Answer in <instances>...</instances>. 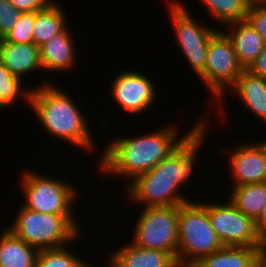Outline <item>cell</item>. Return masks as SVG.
I'll return each mask as SVG.
<instances>
[{
    "mask_svg": "<svg viewBox=\"0 0 266 267\" xmlns=\"http://www.w3.org/2000/svg\"><path fill=\"white\" fill-rule=\"evenodd\" d=\"M21 14L9 0H0V39L11 31Z\"/></svg>",
    "mask_w": 266,
    "mask_h": 267,
    "instance_id": "obj_26",
    "label": "cell"
},
{
    "mask_svg": "<svg viewBox=\"0 0 266 267\" xmlns=\"http://www.w3.org/2000/svg\"><path fill=\"white\" fill-rule=\"evenodd\" d=\"M70 33L68 26L62 33L39 47L42 70L63 73L64 71L68 72L69 69H74L78 65V53L74 43L76 40L73 38V33Z\"/></svg>",
    "mask_w": 266,
    "mask_h": 267,
    "instance_id": "obj_13",
    "label": "cell"
},
{
    "mask_svg": "<svg viewBox=\"0 0 266 267\" xmlns=\"http://www.w3.org/2000/svg\"><path fill=\"white\" fill-rule=\"evenodd\" d=\"M131 243L169 252L177 259L179 206L141 208Z\"/></svg>",
    "mask_w": 266,
    "mask_h": 267,
    "instance_id": "obj_8",
    "label": "cell"
},
{
    "mask_svg": "<svg viewBox=\"0 0 266 267\" xmlns=\"http://www.w3.org/2000/svg\"><path fill=\"white\" fill-rule=\"evenodd\" d=\"M250 5H263L266 4V0H247Z\"/></svg>",
    "mask_w": 266,
    "mask_h": 267,
    "instance_id": "obj_32",
    "label": "cell"
},
{
    "mask_svg": "<svg viewBox=\"0 0 266 267\" xmlns=\"http://www.w3.org/2000/svg\"><path fill=\"white\" fill-rule=\"evenodd\" d=\"M238 143L236 147H223L222 153L229 155L228 170L233 186L266 182V140ZM238 145V146H237Z\"/></svg>",
    "mask_w": 266,
    "mask_h": 267,
    "instance_id": "obj_12",
    "label": "cell"
},
{
    "mask_svg": "<svg viewBox=\"0 0 266 267\" xmlns=\"http://www.w3.org/2000/svg\"><path fill=\"white\" fill-rule=\"evenodd\" d=\"M201 203L206 207L211 226L224 246L265 247L266 243L256 231L255 221L229 200L226 203Z\"/></svg>",
    "mask_w": 266,
    "mask_h": 267,
    "instance_id": "obj_10",
    "label": "cell"
},
{
    "mask_svg": "<svg viewBox=\"0 0 266 267\" xmlns=\"http://www.w3.org/2000/svg\"><path fill=\"white\" fill-rule=\"evenodd\" d=\"M205 116L207 115L202 116L201 124L174 152L151 170L128 182L125 193L129 196L127 200L138 206L143 204L144 207L179 206L190 201L183 195L182 187L189 185L195 163L199 162L200 148L208 138V127L211 125H208L209 119Z\"/></svg>",
    "mask_w": 266,
    "mask_h": 267,
    "instance_id": "obj_1",
    "label": "cell"
},
{
    "mask_svg": "<svg viewBox=\"0 0 266 267\" xmlns=\"http://www.w3.org/2000/svg\"><path fill=\"white\" fill-rule=\"evenodd\" d=\"M186 5L178 0H169L167 11L173 23L175 44L198 77L205 69L209 40L220 28L206 25L199 20L197 23Z\"/></svg>",
    "mask_w": 266,
    "mask_h": 267,
    "instance_id": "obj_7",
    "label": "cell"
},
{
    "mask_svg": "<svg viewBox=\"0 0 266 267\" xmlns=\"http://www.w3.org/2000/svg\"><path fill=\"white\" fill-rule=\"evenodd\" d=\"M55 0H9L19 11L37 12L46 9Z\"/></svg>",
    "mask_w": 266,
    "mask_h": 267,
    "instance_id": "obj_28",
    "label": "cell"
},
{
    "mask_svg": "<svg viewBox=\"0 0 266 267\" xmlns=\"http://www.w3.org/2000/svg\"><path fill=\"white\" fill-rule=\"evenodd\" d=\"M223 246L201 201L192 199L179 205L177 259L200 261Z\"/></svg>",
    "mask_w": 266,
    "mask_h": 267,
    "instance_id": "obj_6",
    "label": "cell"
},
{
    "mask_svg": "<svg viewBox=\"0 0 266 267\" xmlns=\"http://www.w3.org/2000/svg\"><path fill=\"white\" fill-rule=\"evenodd\" d=\"M201 118L191 125L186 133H180L175 124H164L161 128L139 136L115 137L104 146L99 156L98 170L107 177H118L131 182L139 174L145 173L163 159L167 158L177 147L201 124ZM170 124V125H169ZM174 125V126H173ZM100 168V169H99ZM110 175V176H108Z\"/></svg>",
    "mask_w": 266,
    "mask_h": 267,
    "instance_id": "obj_2",
    "label": "cell"
},
{
    "mask_svg": "<svg viewBox=\"0 0 266 267\" xmlns=\"http://www.w3.org/2000/svg\"><path fill=\"white\" fill-rule=\"evenodd\" d=\"M23 80L14 76L7 67L0 62V110L15 107L21 99L28 105L30 100L31 87L24 88ZM24 88V89H23ZM21 98V99H20Z\"/></svg>",
    "mask_w": 266,
    "mask_h": 267,
    "instance_id": "obj_23",
    "label": "cell"
},
{
    "mask_svg": "<svg viewBox=\"0 0 266 267\" xmlns=\"http://www.w3.org/2000/svg\"><path fill=\"white\" fill-rule=\"evenodd\" d=\"M58 3L55 0L46 9L35 12L33 43L38 47L62 33L69 25L65 9Z\"/></svg>",
    "mask_w": 266,
    "mask_h": 267,
    "instance_id": "obj_20",
    "label": "cell"
},
{
    "mask_svg": "<svg viewBox=\"0 0 266 267\" xmlns=\"http://www.w3.org/2000/svg\"><path fill=\"white\" fill-rule=\"evenodd\" d=\"M0 62L24 82V76L42 70L40 48L34 43L0 41Z\"/></svg>",
    "mask_w": 266,
    "mask_h": 267,
    "instance_id": "obj_15",
    "label": "cell"
},
{
    "mask_svg": "<svg viewBox=\"0 0 266 267\" xmlns=\"http://www.w3.org/2000/svg\"><path fill=\"white\" fill-rule=\"evenodd\" d=\"M201 1L215 20L220 25H226L231 22L246 20L250 4L247 0H198ZM211 14V15H210Z\"/></svg>",
    "mask_w": 266,
    "mask_h": 267,
    "instance_id": "obj_22",
    "label": "cell"
},
{
    "mask_svg": "<svg viewBox=\"0 0 266 267\" xmlns=\"http://www.w3.org/2000/svg\"><path fill=\"white\" fill-rule=\"evenodd\" d=\"M229 201L254 221L266 204V182L232 186Z\"/></svg>",
    "mask_w": 266,
    "mask_h": 267,
    "instance_id": "obj_21",
    "label": "cell"
},
{
    "mask_svg": "<svg viewBox=\"0 0 266 267\" xmlns=\"http://www.w3.org/2000/svg\"><path fill=\"white\" fill-rule=\"evenodd\" d=\"M236 93V97L256 115L258 120L266 123V78L244 69L237 77L236 82L228 89ZM234 91V92H233Z\"/></svg>",
    "mask_w": 266,
    "mask_h": 267,
    "instance_id": "obj_17",
    "label": "cell"
},
{
    "mask_svg": "<svg viewBox=\"0 0 266 267\" xmlns=\"http://www.w3.org/2000/svg\"><path fill=\"white\" fill-rule=\"evenodd\" d=\"M5 228L0 235V267H36L38 250Z\"/></svg>",
    "mask_w": 266,
    "mask_h": 267,
    "instance_id": "obj_19",
    "label": "cell"
},
{
    "mask_svg": "<svg viewBox=\"0 0 266 267\" xmlns=\"http://www.w3.org/2000/svg\"><path fill=\"white\" fill-rule=\"evenodd\" d=\"M18 209L7 229L38 251L77 244L83 237L76 215L40 213L22 205Z\"/></svg>",
    "mask_w": 266,
    "mask_h": 267,
    "instance_id": "obj_4",
    "label": "cell"
},
{
    "mask_svg": "<svg viewBox=\"0 0 266 267\" xmlns=\"http://www.w3.org/2000/svg\"><path fill=\"white\" fill-rule=\"evenodd\" d=\"M246 20L259 33L266 44V4L250 5Z\"/></svg>",
    "mask_w": 266,
    "mask_h": 267,
    "instance_id": "obj_27",
    "label": "cell"
},
{
    "mask_svg": "<svg viewBox=\"0 0 266 267\" xmlns=\"http://www.w3.org/2000/svg\"><path fill=\"white\" fill-rule=\"evenodd\" d=\"M263 267H266V245L263 252Z\"/></svg>",
    "mask_w": 266,
    "mask_h": 267,
    "instance_id": "obj_33",
    "label": "cell"
},
{
    "mask_svg": "<svg viewBox=\"0 0 266 267\" xmlns=\"http://www.w3.org/2000/svg\"><path fill=\"white\" fill-rule=\"evenodd\" d=\"M255 228L258 235L266 243V204L263 207L259 217L255 220Z\"/></svg>",
    "mask_w": 266,
    "mask_h": 267,
    "instance_id": "obj_30",
    "label": "cell"
},
{
    "mask_svg": "<svg viewBox=\"0 0 266 267\" xmlns=\"http://www.w3.org/2000/svg\"><path fill=\"white\" fill-rule=\"evenodd\" d=\"M176 267H204L200 261H184L176 259Z\"/></svg>",
    "mask_w": 266,
    "mask_h": 267,
    "instance_id": "obj_31",
    "label": "cell"
},
{
    "mask_svg": "<svg viewBox=\"0 0 266 267\" xmlns=\"http://www.w3.org/2000/svg\"><path fill=\"white\" fill-rule=\"evenodd\" d=\"M243 70L231 40L219 29L209 40L205 69L198 76L213 99L219 101L216 100L217 103L213 106L217 105L220 109L221 103L224 104V95H227V90L236 82Z\"/></svg>",
    "mask_w": 266,
    "mask_h": 267,
    "instance_id": "obj_9",
    "label": "cell"
},
{
    "mask_svg": "<svg viewBox=\"0 0 266 267\" xmlns=\"http://www.w3.org/2000/svg\"><path fill=\"white\" fill-rule=\"evenodd\" d=\"M66 246L54 249L39 250L36 258V267H94L86 262ZM72 251V252H71Z\"/></svg>",
    "mask_w": 266,
    "mask_h": 267,
    "instance_id": "obj_24",
    "label": "cell"
},
{
    "mask_svg": "<svg viewBox=\"0 0 266 267\" xmlns=\"http://www.w3.org/2000/svg\"><path fill=\"white\" fill-rule=\"evenodd\" d=\"M39 173L25 169L21 174L22 177L19 176L21 188L19 191L24 195L20 204L40 213L75 215V204L79 197L77 187L69 183L70 180L66 182Z\"/></svg>",
    "mask_w": 266,
    "mask_h": 267,
    "instance_id": "obj_5",
    "label": "cell"
},
{
    "mask_svg": "<svg viewBox=\"0 0 266 267\" xmlns=\"http://www.w3.org/2000/svg\"><path fill=\"white\" fill-rule=\"evenodd\" d=\"M53 83L46 79L37 87L32 86L29 107L35 114V120L41 122L50 137L76 145L86 153L95 151V154L98 146L95 145L87 116L81 112L70 93Z\"/></svg>",
    "mask_w": 266,
    "mask_h": 267,
    "instance_id": "obj_3",
    "label": "cell"
},
{
    "mask_svg": "<svg viewBox=\"0 0 266 267\" xmlns=\"http://www.w3.org/2000/svg\"><path fill=\"white\" fill-rule=\"evenodd\" d=\"M264 248L223 246L200 262L204 267H263Z\"/></svg>",
    "mask_w": 266,
    "mask_h": 267,
    "instance_id": "obj_18",
    "label": "cell"
},
{
    "mask_svg": "<svg viewBox=\"0 0 266 267\" xmlns=\"http://www.w3.org/2000/svg\"><path fill=\"white\" fill-rule=\"evenodd\" d=\"M35 12H23L15 26L0 41L10 43H33Z\"/></svg>",
    "mask_w": 266,
    "mask_h": 267,
    "instance_id": "obj_25",
    "label": "cell"
},
{
    "mask_svg": "<svg viewBox=\"0 0 266 267\" xmlns=\"http://www.w3.org/2000/svg\"><path fill=\"white\" fill-rule=\"evenodd\" d=\"M144 74L133 69L119 71L109 83L112 99L128 116H140L156 102V86L151 77Z\"/></svg>",
    "mask_w": 266,
    "mask_h": 267,
    "instance_id": "obj_11",
    "label": "cell"
},
{
    "mask_svg": "<svg viewBox=\"0 0 266 267\" xmlns=\"http://www.w3.org/2000/svg\"><path fill=\"white\" fill-rule=\"evenodd\" d=\"M248 70L258 76L266 78V44L263 47V50L257 57V59L251 64Z\"/></svg>",
    "mask_w": 266,
    "mask_h": 267,
    "instance_id": "obj_29",
    "label": "cell"
},
{
    "mask_svg": "<svg viewBox=\"0 0 266 267\" xmlns=\"http://www.w3.org/2000/svg\"><path fill=\"white\" fill-rule=\"evenodd\" d=\"M130 243V244H129ZM129 243L107 256L106 267H173L176 259L167 251L142 248Z\"/></svg>",
    "mask_w": 266,
    "mask_h": 267,
    "instance_id": "obj_14",
    "label": "cell"
},
{
    "mask_svg": "<svg viewBox=\"0 0 266 267\" xmlns=\"http://www.w3.org/2000/svg\"><path fill=\"white\" fill-rule=\"evenodd\" d=\"M226 26L228 30L223 32L231 40L239 64L248 69L263 50V39L247 20L231 22Z\"/></svg>",
    "mask_w": 266,
    "mask_h": 267,
    "instance_id": "obj_16",
    "label": "cell"
}]
</instances>
